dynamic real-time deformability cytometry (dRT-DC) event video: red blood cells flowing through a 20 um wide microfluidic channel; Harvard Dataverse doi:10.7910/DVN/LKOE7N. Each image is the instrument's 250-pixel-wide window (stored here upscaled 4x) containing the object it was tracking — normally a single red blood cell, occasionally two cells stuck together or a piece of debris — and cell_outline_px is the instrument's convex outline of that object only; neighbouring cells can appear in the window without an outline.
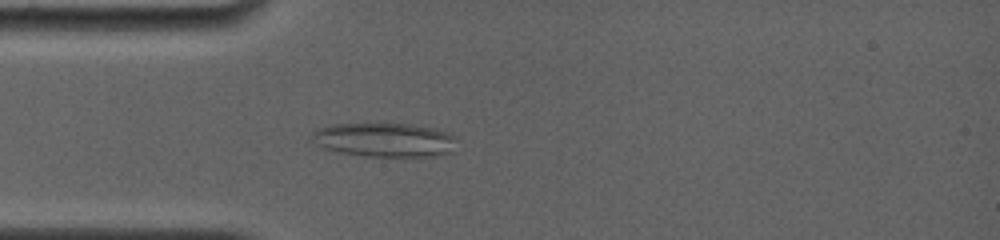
{"species": "common noctule bat (a hibernating species)", "species_latin": "Nyctalus noctula", "temperature_condition": "room temperature", "stored_images_in_passage": 83, "camera_frame_rate_fps": 4000, "um_per_image_px": 0.085, "animal": {"sex": "female", "body_mass_g": 19.0, "forearm_length_mm": 56.7}, "frame": {"image": 1, "passage_image": 30, "time_ms": 4.5, "image_size_px": [1000, 240], "cell_outline_px": [[456, 152], [436, 156], [364, 156], [340, 152], [324, 148], [316, 144], [308, 136], [316, 128], [332, 124], [384, 120], [412, 124], [432, 128], [448, 132], [456, 136]], "centroid_in_image_um": [32.68, 11.83], "position_along_channel_um": 52.3, "area_um2": 30.29}}
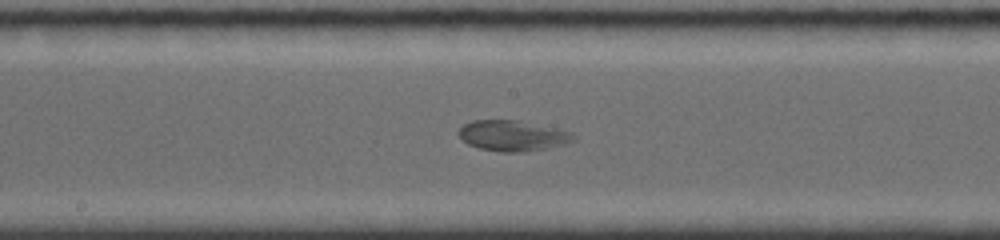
{"frame": {"image": 2, "passage_image": 53, "time_ms": 8.75, "image_size_px": [1000, 240], "cell_outline_px": [[576, 140], [548, 148], [520, 152], [500, 152], [480, 148], [468, 144], [456, 132], [464, 124], [472, 120], [520, 120], [560, 128], [572, 132], [576, 136]], "centroid_in_image_um": [43.61, 11.52], "position_along_channel_um": 204.6, "area_um2": 20.69}}
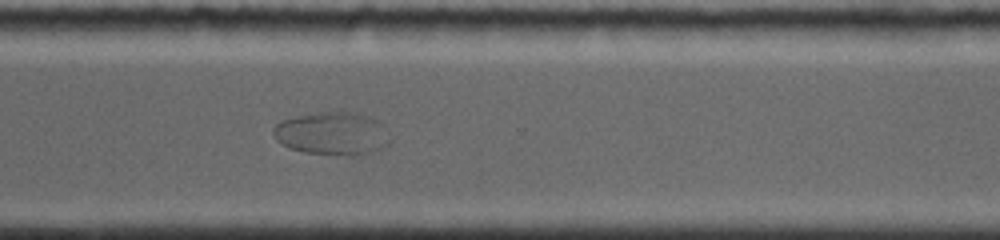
{"frame": {"image": 3, "passage_image": 82, "time_ms": 12.5, "image_size_px": [1000, 240], "cell_outline_px": [[392, 140], [384, 148], [372, 152], [352, 156], [348, 156], [304, 152], [288, 148], [280, 144], [276, 140], [272, 132], [272, 128], [280, 120], [296, 116], [320, 112], [352, 112], [376, 120], [380, 124]], "centroid_in_image_um": [28.19, 11.37], "position_along_channel_um": 342.4, "area_um2": 29.3}}